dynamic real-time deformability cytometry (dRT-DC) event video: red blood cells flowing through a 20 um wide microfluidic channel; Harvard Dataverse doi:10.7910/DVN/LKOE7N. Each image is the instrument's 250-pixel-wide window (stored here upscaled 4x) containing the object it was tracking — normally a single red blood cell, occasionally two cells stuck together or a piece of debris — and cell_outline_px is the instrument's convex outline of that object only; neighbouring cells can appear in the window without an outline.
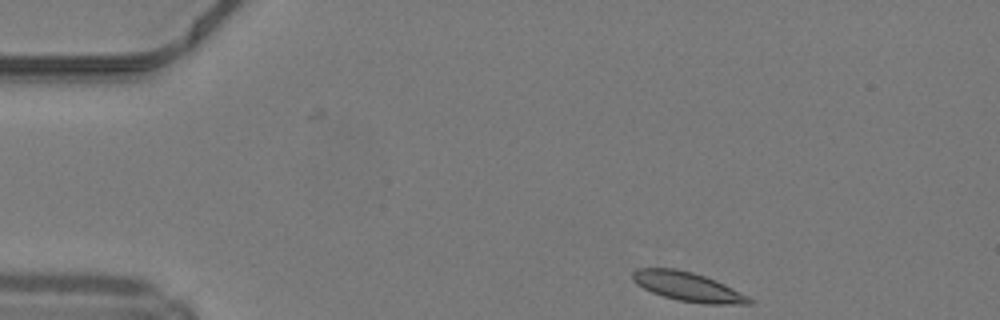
{"species": "common noctule bat (a hibernating species)", "species_latin": "Nyctalus noctula", "temperature_condition": "warm", "stored_images_in_passage": 42, "camera_frame_rate_fps": 3000, "um_per_image_px": 0.085, "animal": {"sex": "male", "body_mass_g": 19.2, "forearm_length_mm": 51.8}, "frame": {"image": 1, "passage_image": 1, "time_ms": 0.0, "image_size_px": [1000, 320], "cell_outline_px": [[752, 304], [704, 304], [676, 300], [652, 292], [636, 284], [632, 280], [632, 272], [636, 268], [676, 268], [692, 272], [716, 280], [748, 296], [752, 300]], "centroid_in_image_um": [58.44, 24.36], "position_along_channel_um": 26.6, "area_um2": 19.77}}
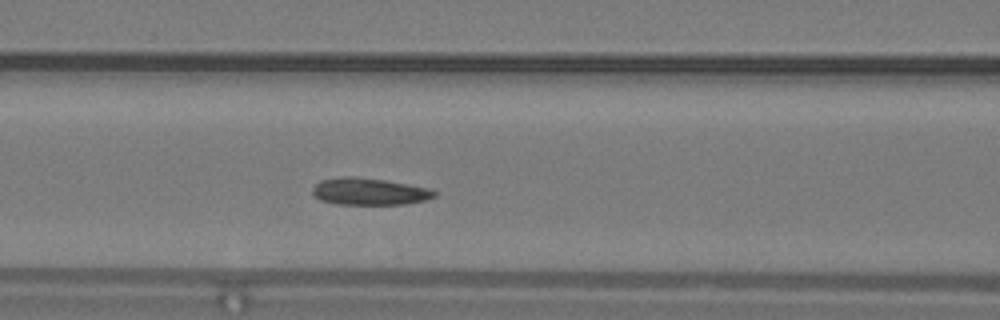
{"frame": {"image": 2, "passage_image": 14, "time_ms": 4.333, "image_size_px": [1000, 320], "cell_outline_px": [[436, 196], [424, 200], [404, 204], [336, 204], [320, 200], [312, 192], [312, 188], [320, 180], [344, 176], [356, 176], [384, 180], [408, 184], [428, 188], [436, 192]], "centroid_in_image_um": [31.36, 16.27], "position_along_channel_um": 135.2, "area_um2": 19.07}}
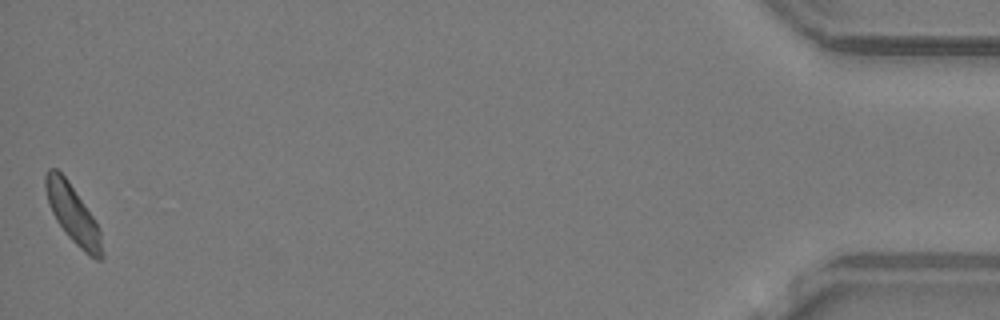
{"frame": {"image": 3, "passage_image": 42, "time_ms": 13.667, "image_size_px": [1000, 320], "cell_outline_px": [[104, 256], [100, 260], [96, 260], [88, 256], [68, 236], [56, 220], [48, 204], [44, 188], [44, 176], [48, 168], [56, 168], [68, 180], [96, 220], [100, 228], [104, 252]], "centroid_in_image_um": [6.21, 18.21], "position_along_channel_um": 429.0, "area_um2": 19.48}, "authors_computed_cell_mechanics": {"area_um2": 19.3341, "velocity_mm_per_s": 4.1776, "shape_relaxation_time_tau1_ms": 3.3877, "shape_relaxation_time_tau2_ms": 2.2916, "deformation_change_tau1": 0.1136, "deformation_change_tau2": 0.066}}